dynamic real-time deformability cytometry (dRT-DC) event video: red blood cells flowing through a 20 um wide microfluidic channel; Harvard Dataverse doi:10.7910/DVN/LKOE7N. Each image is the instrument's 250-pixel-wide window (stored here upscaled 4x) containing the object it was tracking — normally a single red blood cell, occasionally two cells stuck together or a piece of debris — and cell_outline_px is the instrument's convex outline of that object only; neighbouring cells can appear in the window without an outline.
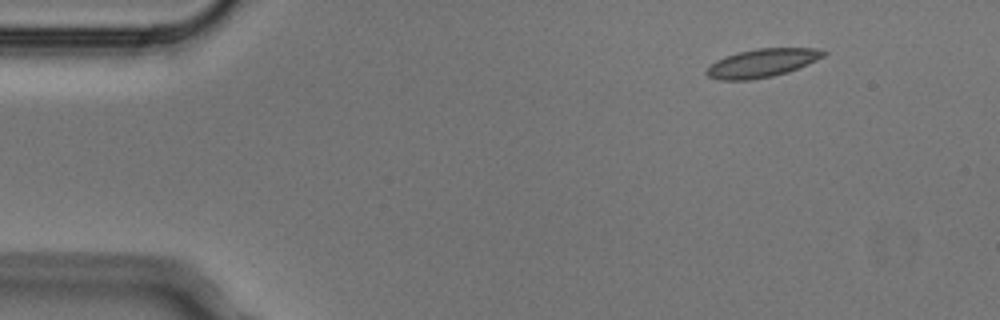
{"species": "Egyptian fruit bat (a non-hibernating species)", "species_latin": "Rousettus aegyptiacus", "temperature_condition": "cold", "stored_images_in_passage": 5, "camera_frame_rate_fps": 3000, "um_per_image_px": 0.085, "animal": {"sex": "male"}, "frame": {"image": 1, "passage_image": 1, "time_ms": 0.0, "image_size_px": [1000, 320], "cell_outline_px": [[828, 52], [824, 56], [808, 64], [788, 72], [772, 76], [752, 80], [720, 80], [708, 76], [704, 72], [716, 60], [724, 56], [736, 52], [756, 48], [816, 48]], "centroid_in_image_um": [64.77, 5.35], "position_along_channel_um": 20.2, "area_um2": 19.42}}
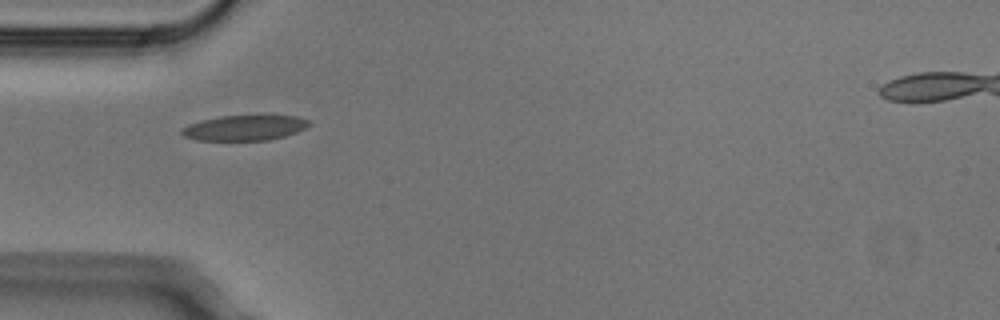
{"frame": {"image": 2, "passage_image": 4, "time_ms": 1.0, "image_size_px": [1000, 320], "cell_outline_px": [[312, 124], [296, 132], [284, 136], [268, 140], [196, 140], [184, 136], [180, 132], [180, 128], [188, 124], [200, 120], [220, 116], [268, 112], [296, 116], [308, 120]], "centroid_in_image_um": [20.82, 10.8], "position_along_channel_um": 64.2, "area_um2": 19.77}}
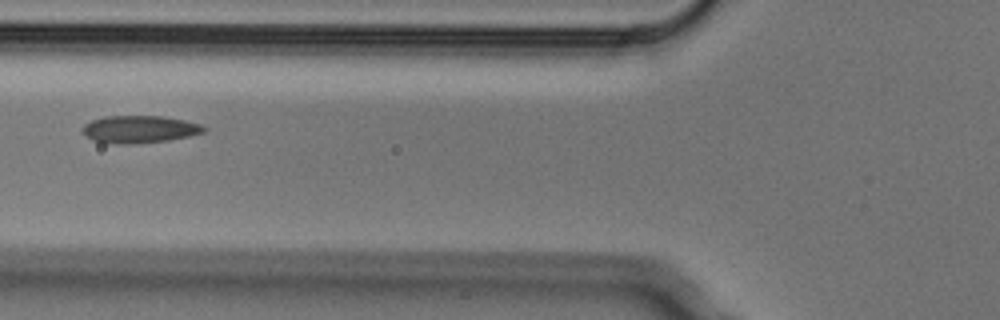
{"frame": {"image": 3, "passage_image": 5, "time_ms": 1.333, "image_size_px": [1000, 320], "cell_outline_px": [[208, 128], [204, 132], [188, 136], [168, 140], [132, 144], [116, 144], [92, 140], [84, 136], [84, 124], [92, 120], [104, 116], [164, 116], [184, 120], [200, 124]], "centroid_in_image_um": [11.85, 10.98], "position_along_channel_um": 113.9, "area_um2": 19.36}}